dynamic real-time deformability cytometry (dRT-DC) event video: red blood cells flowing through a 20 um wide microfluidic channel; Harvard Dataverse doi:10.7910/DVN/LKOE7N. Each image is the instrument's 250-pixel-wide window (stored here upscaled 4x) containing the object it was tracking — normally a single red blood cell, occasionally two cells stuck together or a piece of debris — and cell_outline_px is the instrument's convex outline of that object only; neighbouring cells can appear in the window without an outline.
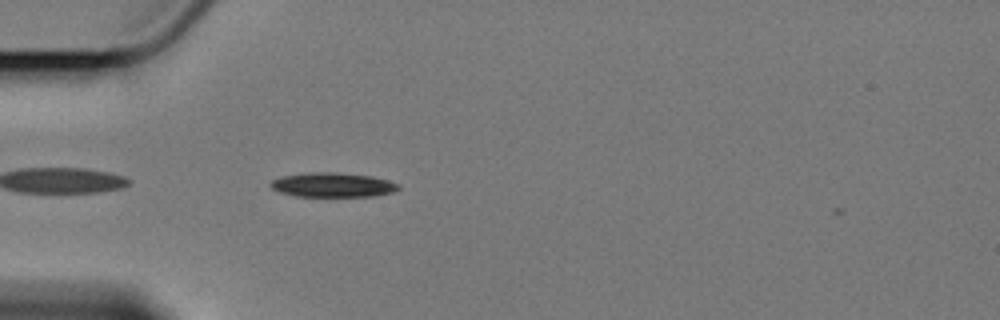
{"species": "Egyptian fruit bat (a non-hibernating species)", "species_latin": "Rousettus aegyptiacus", "temperature_condition": "cold", "stored_images_in_passage": 44, "camera_frame_rate_fps": 3000, "um_per_image_px": 0.085, "animal": {"sex": "female"}, "frame": {"image": 1, "passage_image": 3, "time_ms": 0.667, "image_size_px": [1000, 320], "cell_outline_px": [[400, 188], [392, 192], [372, 196], [296, 196], [280, 192], [272, 188], [268, 184], [272, 180], [280, 176], [304, 172], [336, 172], [372, 176], [388, 180], [400, 184]], "centroid_in_image_um": [28.25, 15.7], "position_along_channel_um": 56.7, "area_um2": 18.32}}
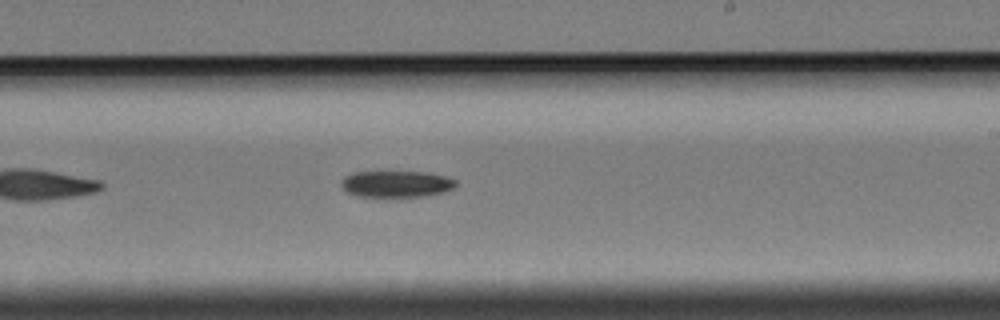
{"frame": {"image": 2, "passage_image": 21, "time_ms": 6.667, "image_size_px": [1000, 320], "cell_outline_px": [[456, 184], [452, 188], [444, 192], [424, 196], [356, 196], [348, 192], [340, 184], [340, 180], [344, 176], [352, 172], [428, 172], [444, 176], [456, 180]], "centroid_in_image_um": [33.66, 15.63], "position_along_channel_um": 255.3, "area_um2": 17.57}}
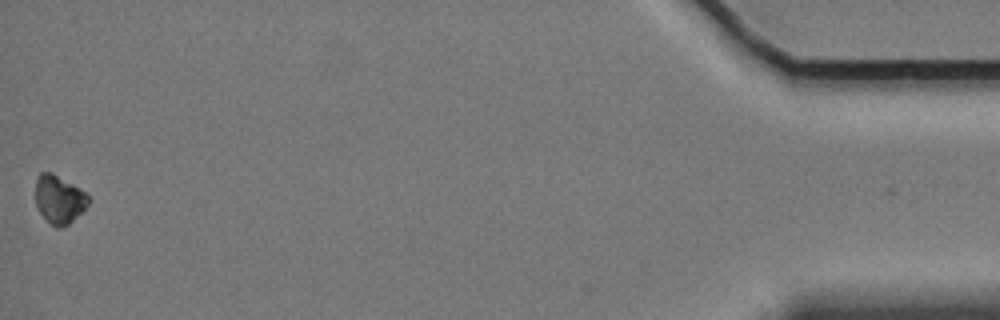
{"frame": {"image": 3, "passage_image": 44, "time_ms": 14.333, "image_size_px": [1000, 320], "cell_outline_px": [[88, 204], [68, 224], [60, 228], [56, 228], [40, 212], [36, 204], [36, 176], [40, 172], [52, 172], [72, 184], [84, 192], [88, 196]], "centroid_in_image_um": [4.99, 16.92], "position_along_channel_um": 430.2, "area_um2": 14.45}, "authors_computed_cell_mechanics": {"area_um2": 18.1203, "velocity_mm_per_s": 3.4112, "shape_relaxation_time_tau1_ms": 2.8129, "shape_relaxation_time_tau2_ms": null, "deformation_change_tau1": 0.083, "deformation_change_tau2": null}}